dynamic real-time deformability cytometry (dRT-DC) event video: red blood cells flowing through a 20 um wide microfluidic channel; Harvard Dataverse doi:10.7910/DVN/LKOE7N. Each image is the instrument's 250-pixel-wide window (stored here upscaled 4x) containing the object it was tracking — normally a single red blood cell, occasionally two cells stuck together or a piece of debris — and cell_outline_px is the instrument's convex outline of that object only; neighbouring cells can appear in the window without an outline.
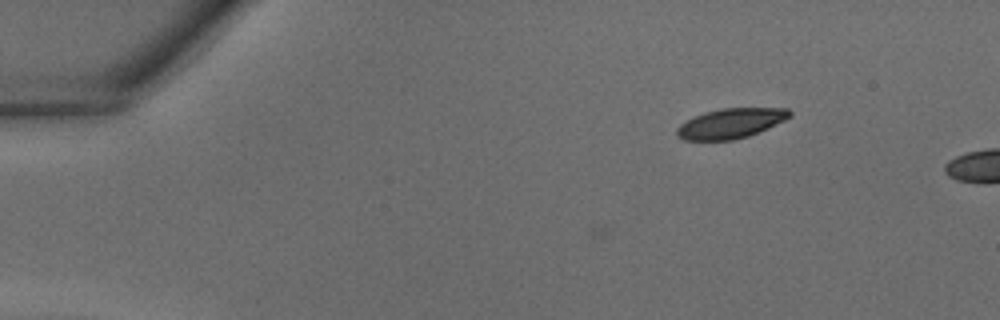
{"species": "common noctule bat (a hibernating species)", "species_latin": "Nyctalus noctula", "temperature_condition": "warm", "stored_images_in_passage": 10, "camera_frame_rate_fps": 3000, "um_per_image_px": 0.085, "animal": {"sex": "male", "body_mass_g": 18.8}, "frame": {"image": 1, "passage_image": 10, "time_ms": 3.0, "image_size_px": [1000, 320], "cell_outline_px": [[792, 116], [784, 120], [748, 136], [732, 140], [684, 140], [676, 136], [676, 128], [680, 124], [704, 112], [720, 108], [788, 108], [792, 112]], "centroid_in_image_um": [62.09, 10.48], "position_along_channel_um": 22.9, "area_um2": 19.54}}